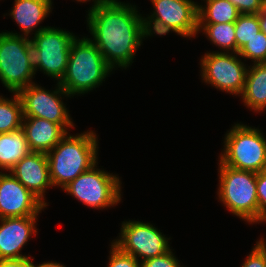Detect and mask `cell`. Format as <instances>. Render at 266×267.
Masks as SVG:
<instances>
[{"mask_svg":"<svg viewBox=\"0 0 266 267\" xmlns=\"http://www.w3.org/2000/svg\"><path fill=\"white\" fill-rule=\"evenodd\" d=\"M241 14H259L264 0H228Z\"/></svg>","mask_w":266,"mask_h":267,"instance_id":"f1b7e54d","label":"cell"},{"mask_svg":"<svg viewBox=\"0 0 266 267\" xmlns=\"http://www.w3.org/2000/svg\"><path fill=\"white\" fill-rule=\"evenodd\" d=\"M241 267H266V241L264 238L256 242Z\"/></svg>","mask_w":266,"mask_h":267,"instance_id":"484cf974","label":"cell"},{"mask_svg":"<svg viewBox=\"0 0 266 267\" xmlns=\"http://www.w3.org/2000/svg\"><path fill=\"white\" fill-rule=\"evenodd\" d=\"M237 56L238 53H206L200 63L203 81L227 93L241 95L248 67Z\"/></svg>","mask_w":266,"mask_h":267,"instance_id":"8fae6325","label":"cell"},{"mask_svg":"<svg viewBox=\"0 0 266 267\" xmlns=\"http://www.w3.org/2000/svg\"><path fill=\"white\" fill-rule=\"evenodd\" d=\"M198 5V24L232 23L240 16L239 10L228 0H204Z\"/></svg>","mask_w":266,"mask_h":267,"instance_id":"ffe728a7","label":"cell"},{"mask_svg":"<svg viewBox=\"0 0 266 267\" xmlns=\"http://www.w3.org/2000/svg\"><path fill=\"white\" fill-rule=\"evenodd\" d=\"M32 267H65L64 265L60 264L59 262H43L42 264H39L35 266L32 261Z\"/></svg>","mask_w":266,"mask_h":267,"instance_id":"1f68e13d","label":"cell"},{"mask_svg":"<svg viewBox=\"0 0 266 267\" xmlns=\"http://www.w3.org/2000/svg\"><path fill=\"white\" fill-rule=\"evenodd\" d=\"M45 207L11 173L0 172V218L38 216Z\"/></svg>","mask_w":266,"mask_h":267,"instance_id":"4fadbf2b","label":"cell"},{"mask_svg":"<svg viewBox=\"0 0 266 267\" xmlns=\"http://www.w3.org/2000/svg\"><path fill=\"white\" fill-rule=\"evenodd\" d=\"M108 267H141V262L111 243Z\"/></svg>","mask_w":266,"mask_h":267,"instance_id":"d4e9b609","label":"cell"},{"mask_svg":"<svg viewBox=\"0 0 266 267\" xmlns=\"http://www.w3.org/2000/svg\"><path fill=\"white\" fill-rule=\"evenodd\" d=\"M23 109L17 92L13 99L0 96V133H10L22 128Z\"/></svg>","mask_w":266,"mask_h":267,"instance_id":"7402d4cb","label":"cell"},{"mask_svg":"<svg viewBox=\"0 0 266 267\" xmlns=\"http://www.w3.org/2000/svg\"><path fill=\"white\" fill-rule=\"evenodd\" d=\"M242 58L252 59L254 64L266 63V34L260 31L238 51Z\"/></svg>","mask_w":266,"mask_h":267,"instance_id":"cb8c5ba5","label":"cell"},{"mask_svg":"<svg viewBox=\"0 0 266 267\" xmlns=\"http://www.w3.org/2000/svg\"><path fill=\"white\" fill-rule=\"evenodd\" d=\"M257 198L259 203V223L266 221V170L257 173Z\"/></svg>","mask_w":266,"mask_h":267,"instance_id":"4316f807","label":"cell"},{"mask_svg":"<svg viewBox=\"0 0 266 267\" xmlns=\"http://www.w3.org/2000/svg\"><path fill=\"white\" fill-rule=\"evenodd\" d=\"M75 35L69 31L41 27L31 39L35 73L38 69L60 82L65 75L70 47Z\"/></svg>","mask_w":266,"mask_h":267,"instance_id":"ba28073f","label":"cell"},{"mask_svg":"<svg viewBox=\"0 0 266 267\" xmlns=\"http://www.w3.org/2000/svg\"><path fill=\"white\" fill-rule=\"evenodd\" d=\"M225 136L222 164L254 173L266 170V138L260 129L237 123Z\"/></svg>","mask_w":266,"mask_h":267,"instance_id":"5b68a950","label":"cell"},{"mask_svg":"<svg viewBox=\"0 0 266 267\" xmlns=\"http://www.w3.org/2000/svg\"><path fill=\"white\" fill-rule=\"evenodd\" d=\"M259 20L261 25V31H263L266 34V9L260 10Z\"/></svg>","mask_w":266,"mask_h":267,"instance_id":"4dcf8cb0","label":"cell"},{"mask_svg":"<svg viewBox=\"0 0 266 267\" xmlns=\"http://www.w3.org/2000/svg\"><path fill=\"white\" fill-rule=\"evenodd\" d=\"M30 152L22 128L10 133H0V170L10 172Z\"/></svg>","mask_w":266,"mask_h":267,"instance_id":"d6986e66","label":"cell"},{"mask_svg":"<svg viewBox=\"0 0 266 267\" xmlns=\"http://www.w3.org/2000/svg\"><path fill=\"white\" fill-rule=\"evenodd\" d=\"M112 70L90 38L76 37L71 43L67 69L59 85L70 96L85 94L101 85Z\"/></svg>","mask_w":266,"mask_h":267,"instance_id":"3957f363","label":"cell"},{"mask_svg":"<svg viewBox=\"0 0 266 267\" xmlns=\"http://www.w3.org/2000/svg\"><path fill=\"white\" fill-rule=\"evenodd\" d=\"M37 219V216L0 218V261L29 258L20 251L36 235Z\"/></svg>","mask_w":266,"mask_h":267,"instance_id":"5bb4252c","label":"cell"},{"mask_svg":"<svg viewBox=\"0 0 266 267\" xmlns=\"http://www.w3.org/2000/svg\"><path fill=\"white\" fill-rule=\"evenodd\" d=\"M17 94L22 103L23 117L43 118L60 124L66 131L75 126L61 98V94L66 97L70 95L59 85V82L52 92L32 83L19 90Z\"/></svg>","mask_w":266,"mask_h":267,"instance_id":"30bf717a","label":"cell"},{"mask_svg":"<svg viewBox=\"0 0 266 267\" xmlns=\"http://www.w3.org/2000/svg\"><path fill=\"white\" fill-rule=\"evenodd\" d=\"M260 31L259 14H240L235 21L236 53Z\"/></svg>","mask_w":266,"mask_h":267,"instance_id":"603a6c76","label":"cell"},{"mask_svg":"<svg viewBox=\"0 0 266 267\" xmlns=\"http://www.w3.org/2000/svg\"><path fill=\"white\" fill-rule=\"evenodd\" d=\"M219 163V200L237 217L251 224L258 223L257 173Z\"/></svg>","mask_w":266,"mask_h":267,"instance_id":"277c9868","label":"cell"},{"mask_svg":"<svg viewBox=\"0 0 266 267\" xmlns=\"http://www.w3.org/2000/svg\"><path fill=\"white\" fill-rule=\"evenodd\" d=\"M120 238L112 242L121 251L145 261L165 254L170 250L169 238L150 223L141 221L122 222Z\"/></svg>","mask_w":266,"mask_h":267,"instance_id":"7c38bea8","label":"cell"},{"mask_svg":"<svg viewBox=\"0 0 266 267\" xmlns=\"http://www.w3.org/2000/svg\"><path fill=\"white\" fill-rule=\"evenodd\" d=\"M250 69V70H249ZM244 105L255 112L266 108V63L249 66L246 81L241 94Z\"/></svg>","mask_w":266,"mask_h":267,"instance_id":"ac0fdd59","label":"cell"},{"mask_svg":"<svg viewBox=\"0 0 266 267\" xmlns=\"http://www.w3.org/2000/svg\"><path fill=\"white\" fill-rule=\"evenodd\" d=\"M33 49L29 37L0 33V80L8 91L18 92L34 83Z\"/></svg>","mask_w":266,"mask_h":267,"instance_id":"8992f818","label":"cell"},{"mask_svg":"<svg viewBox=\"0 0 266 267\" xmlns=\"http://www.w3.org/2000/svg\"><path fill=\"white\" fill-rule=\"evenodd\" d=\"M87 22L93 36L91 41L112 68L126 69L131 65L142 39L147 37L143 17L136 6L118 0L88 10Z\"/></svg>","mask_w":266,"mask_h":267,"instance_id":"6da1fadb","label":"cell"},{"mask_svg":"<svg viewBox=\"0 0 266 267\" xmlns=\"http://www.w3.org/2000/svg\"><path fill=\"white\" fill-rule=\"evenodd\" d=\"M262 9H266V0H264V5Z\"/></svg>","mask_w":266,"mask_h":267,"instance_id":"836d02e7","label":"cell"},{"mask_svg":"<svg viewBox=\"0 0 266 267\" xmlns=\"http://www.w3.org/2000/svg\"><path fill=\"white\" fill-rule=\"evenodd\" d=\"M52 0H15L10 16L20 26L25 37L51 12Z\"/></svg>","mask_w":266,"mask_h":267,"instance_id":"e0dca14e","label":"cell"},{"mask_svg":"<svg viewBox=\"0 0 266 267\" xmlns=\"http://www.w3.org/2000/svg\"><path fill=\"white\" fill-rule=\"evenodd\" d=\"M153 14L144 17L147 36L166 35L171 30L182 37L198 33V3L192 0H150Z\"/></svg>","mask_w":266,"mask_h":267,"instance_id":"52a82bcc","label":"cell"},{"mask_svg":"<svg viewBox=\"0 0 266 267\" xmlns=\"http://www.w3.org/2000/svg\"><path fill=\"white\" fill-rule=\"evenodd\" d=\"M22 129L31 152L48 153L68 133L60 124L38 117H23Z\"/></svg>","mask_w":266,"mask_h":267,"instance_id":"2e32d148","label":"cell"},{"mask_svg":"<svg viewBox=\"0 0 266 267\" xmlns=\"http://www.w3.org/2000/svg\"><path fill=\"white\" fill-rule=\"evenodd\" d=\"M203 30L206 37L225 53H236L235 22L198 24V32Z\"/></svg>","mask_w":266,"mask_h":267,"instance_id":"44dd1931","label":"cell"},{"mask_svg":"<svg viewBox=\"0 0 266 267\" xmlns=\"http://www.w3.org/2000/svg\"><path fill=\"white\" fill-rule=\"evenodd\" d=\"M97 139L93 131L75 136L67 133L46 153L53 187L57 185L64 189L80 174L97 164Z\"/></svg>","mask_w":266,"mask_h":267,"instance_id":"7a4b0ae2","label":"cell"},{"mask_svg":"<svg viewBox=\"0 0 266 267\" xmlns=\"http://www.w3.org/2000/svg\"><path fill=\"white\" fill-rule=\"evenodd\" d=\"M10 173L45 206L46 188L52 187L46 153L30 152L24 156Z\"/></svg>","mask_w":266,"mask_h":267,"instance_id":"9a60e30c","label":"cell"},{"mask_svg":"<svg viewBox=\"0 0 266 267\" xmlns=\"http://www.w3.org/2000/svg\"><path fill=\"white\" fill-rule=\"evenodd\" d=\"M31 258H23L18 260H1L0 267H32Z\"/></svg>","mask_w":266,"mask_h":267,"instance_id":"f546056e","label":"cell"},{"mask_svg":"<svg viewBox=\"0 0 266 267\" xmlns=\"http://www.w3.org/2000/svg\"><path fill=\"white\" fill-rule=\"evenodd\" d=\"M96 164L71 181L64 191L96 209L109 208L121 200L119 177L96 168Z\"/></svg>","mask_w":266,"mask_h":267,"instance_id":"9c48e42d","label":"cell"},{"mask_svg":"<svg viewBox=\"0 0 266 267\" xmlns=\"http://www.w3.org/2000/svg\"><path fill=\"white\" fill-rule=\"evenodd\" d=\"M179 260L176 259L171 249L163 255L147 259L141 262V267H180Z\"/></svg>","mask_w":266,"mask_h":267,"instance_id":"83f0119b","label":"cell"},{"mask_svg":"<svg viewBox=\"0 0 266 267\" xmlns=\"http://www.w3.org/2000/svg\"><path fill=\"white\" fill-rule=\"evenodd\" d=\"M76 1L87 2L89 0H76ZM93 1H94V4L92 5V7L90 9H93V8L97 7L98 5L104 4V3L108 2L109 0H93Z\"/></svg>","mask_w":266,"mask_h":267,"instance_id":"d6a6232c","label":"cell"}]
</instances>
